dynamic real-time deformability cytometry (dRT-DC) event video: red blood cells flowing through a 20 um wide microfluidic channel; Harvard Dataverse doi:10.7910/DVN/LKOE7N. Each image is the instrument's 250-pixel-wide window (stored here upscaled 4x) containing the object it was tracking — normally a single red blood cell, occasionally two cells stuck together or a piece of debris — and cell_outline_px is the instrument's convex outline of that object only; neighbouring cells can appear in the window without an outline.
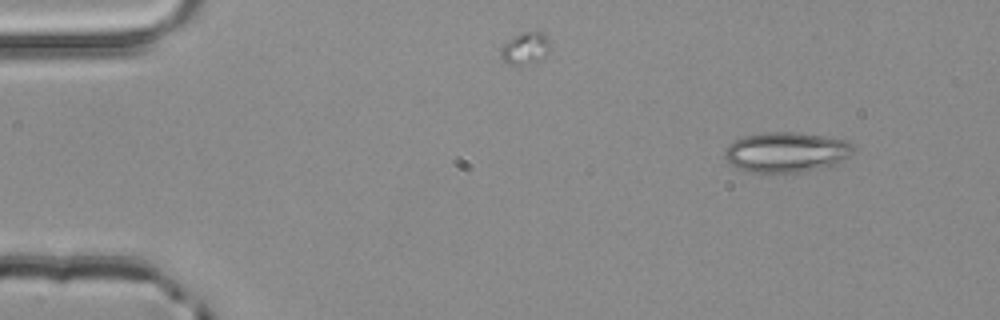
{"species": "common noctule bat (a hibernating species)", "species_latin": "Nyctalus noctula", "temperature_condition": "room temperature", "stored_images_in_passage": 4, "camera_frame_rate_fps": 3000, "um_per_image_px": 0.085, "animal": {"sex": "male", "body_mass_g": 20.4}, "frame": {"image": 1, "passage_image": 1, "time_ms": 0.0, "image_size_px": [1000, 320], "cell_outline_px": [[856, 148], [852, 156], [836, 164], [800, 172], [748, 172], [732, 168], [728, 164], [724, 156], [724, 148], [728, 144], [740, 136], [764, 132], [796, 132], [824, 136], [848, 140]], "centroid_in_image_um": [66.8, 12.93], "position_along_channel_um": 18.2, "area_um2": 30.81}}